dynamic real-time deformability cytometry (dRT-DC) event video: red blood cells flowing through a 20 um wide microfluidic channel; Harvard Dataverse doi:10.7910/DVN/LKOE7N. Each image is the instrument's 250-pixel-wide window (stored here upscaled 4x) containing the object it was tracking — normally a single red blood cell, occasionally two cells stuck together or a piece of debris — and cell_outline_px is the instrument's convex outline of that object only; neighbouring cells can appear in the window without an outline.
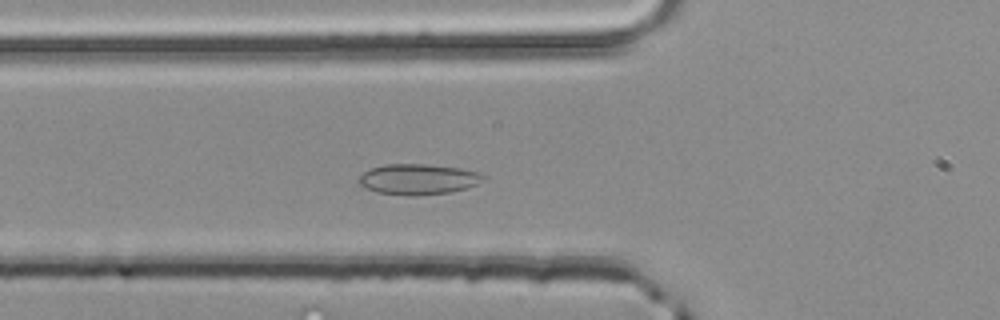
{"species": "common noctule bat (a hibernating species)", "species_latin": "Nyctalus noctula", "temperature_condition": "room temperature", "stored_images_in_passage": 38, "camera_frame_rate_fps": 3000, "um_per_image_px": 0.085, "animal": {"sex": "male", "body_mass_g": 20.4}, "frame": {"image": 1, "passage_image": 8, "time_ms": 2.333, "image_size_px": [1000, 320], "cell_outline_px": [[488, 176], [484, 180], [476, 184], [464, 188], [448, 192], [416, 196], [404, 196], [376, 192], [360, 184], [356, 180], [364, 172], [372, 168], [384, 164], [424, 164], [460, 168], [476, 172]], "centroid_in_image_um": [35.52, 15.24], "position_along_channel_um": 90.3, "area_um2": 22.14}}
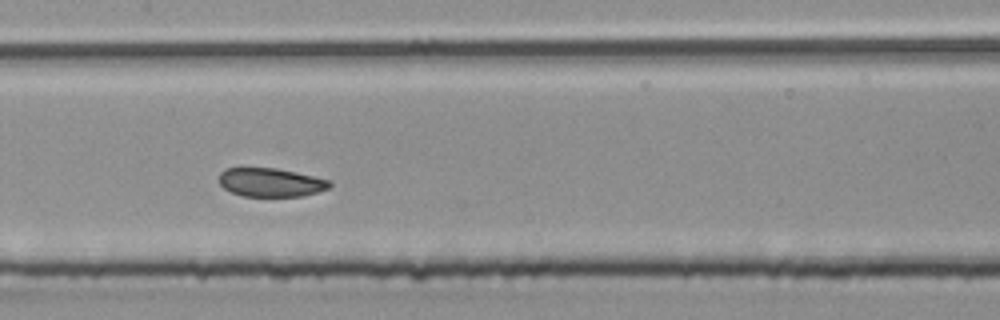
{"frame": {"image": 2, "passage_image": 15, "time_ms": 4.667, "image_size_px": [1000, 320], "cell_outline_px": [[332, 184], [328, 188], [304, 196], [244, 196], [232, 192], [224, 188], [220, 184], [220, 172], [224, 168], [276, 168], [296, 172], [328, 180]], "centroid_in_image_um": [22.99, 15.5], "position_along_channel_um": 184.4, "area_um2": 18.26}}
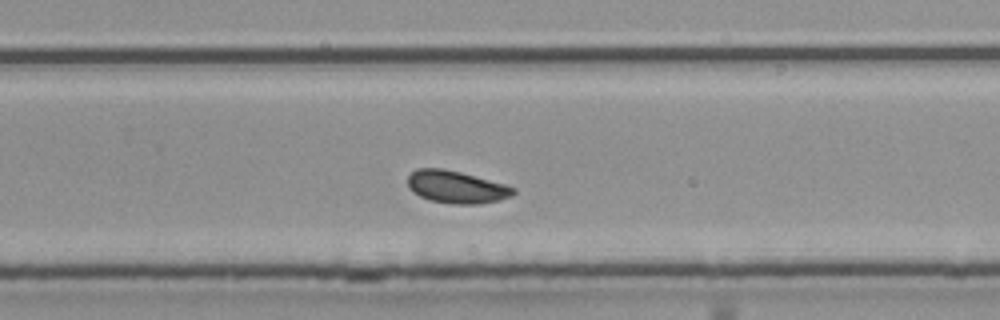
{"frame": {"image": 3, "passage_image": 23, "time_ms": 7.333, "image_size_px": [1000, 320], "cell_outline_px": [[516, 192], [512, 196], [480, 204], [452, 204], [432, 200], [420, 196], [408, 188], [408, 176], [416, 168], [444, 168], [460, 172], [504, 184], [516, 188]], "centroid_in_image_um": [38.78, 15.89], "position_along_channel_um": 291.0, "area_um2": 19.83}, "authors_computed_cell_mechanics": {"area_um2": 19.1896, "velocity_mm_per_s": 4.0019, "shape_relaxation_time_tau1_ms": null, "shape_relaxation_time_tau2_ms": 1.7276, "deformation_change_tau1": null, "deformation_change_tau2": 0.0601}}